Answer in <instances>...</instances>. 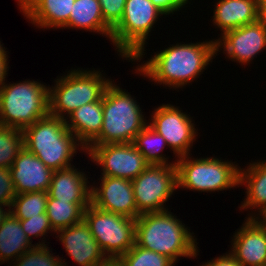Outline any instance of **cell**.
Returning <instances> with one entry per match:
<instances>
[{"label":"cell","mask_w":266,"mask_h":266,"mask_svg":"<svg viewBox=\"0 0 266 266\" xmlns=\"http://www.w3.org/2000/svg\"><path fill=\"white\" fill-rule=\"evenodd\" d=\"M83 29L109 40L112 29L104 22L99 0H75L69 21L61 29Z\"/></svg>","instance_id":"cell-23"},{"label":"cell","mask_w":266,"mask_h":266,"mask_svg":"<svg viewBox=\"0 0 266 266\" xmlns=\"http://www.w3.org/2000/svg\"><path fill=\"white\" fill-rule=\"evenodd\" d=\"M125 266H174L175 263L167 256L147 250L136 243L119 257Z\"/></svg>","instance_id":"cell-29"},{"label":"cell","mask_w":266,"mask_h":266,"mask_svg":"<svg viewBox=\"0 0 266 266\" xmlns=\"http://www.w3.org/2000/svg\"><path fill=\"white\" fill-rule=\"evenodd\" d=\"M190 228L169 210L143 213L136 219L135 243L167 256L175 264L180 257L199 255L197 238Z\"/></svg>","instance_id":"cell-2"},{"label":"cell","mask_w":266,"mask_h":266,"mask_svg":"<svg viewBox=\"0 0 266 266\" xmlns=\"http://www.w3.org/2000/svg\"><path fill=\"white\" fill-rule=\"evenodd\" d=\"M85 149L91 161L101 166L102 176L133 181L150 165L133 143L88 145Z\"/></svg>","instance_id":"cell-11"},{"label":"cell","mask_w":266,"mask_h":266,"mask_svg":"<svg viewBox=\"0 0 266 266\" xmlns=\"http://www.w3.org/2000/svg\"><path fill=\"white\" fill-rule=\"evenodd\" d=\"M239 185L246 188V198L241 202L239 209L257 211H251L248 218L263 217L266 214V160L254 161L245 169L240 168Z\"/></svg>","instance_id":"cell-20"},{"label":"cell","mask_w":266,"mask_h":266,"mask_svg":"<svg viewBox=\"0 0 266 266\" xmlns=\"http://www.w3.org/2000/svg\"><path fill=\"white\" fill-rule=\"evenodd\" d=\"M132 185L137 218L143 213L169 210L166 202L177 190L176 164H150L132 181Z\"/></svg>","instance_id":"cell-10"},{"label":"cell","mask_w":266,"mask_h":266,"mask_svg":"<svg viewBox=\"0 0 266 266\" xmlns=\"http://www.w3.org/2000/svg\"><path fill=\"white\" fill-rule=\"evenodd\" d=\"M179 107L162 104L152 111L148 125L163 136L176 158L187 156L191 152L198 132L192 118Z\"/></svg>","instance_id":"cell-12"},{"label":"cell","mask_w":266,"mask_h":266,"mask_svg":"<svg viewBox=\"0 0 266 266\" xmlns=\"http://www.w3.org/2000/svg\"><path fill=\"white\" fill-rule=\"evenodd\" d=\"M103 125L100 134L89 145L133 143L148 121L138 102L114 80L102 96Z\"/></svg>","instance_id":"cell-4"},{"label":"cell","mask_w":266,"mask_h":266,"mask_svg":"<svg viewBox=\"0 0 266 266\" xmlns=\"http://www.w3.org/2000/svg\"><path fill=\"white\" fill-rule=\"evenodd\" d=\"M8 51H6L5 47L3 46V44H1L0 41V59H8Z\"/></svg>","instance_id":"cell-40"},{"label":"cell","mask_w":266,"mask_h":266,"mask_svg":"<svg viewBox=\"0 0 266 266\" xmlns=\"http://www.w3.org/2000/svg\"><path fill=\"white\" fill-rule=\"evenodd\" d=\"M55 233L67 255L79 266H98L107 258L84 219Z\"/></svg>","instance_id":"cell-16"},{"label":"cell","mask_w":266,"mask_h":266,"mask_svg":"<svg viewBox=\"0 0 266 266\" xmlns=\"http://www.w3.org/2000/svg\"><path fill=\"white\" fill-rule=\"evenodd\" d=\"M231 238L229 251L242 266H266V223L246 218Z\"/></svg>","instance_id":"cell-15"},{"label":"cell","mask_w":266,"mask_h":266,"mask_svg":"<svg viewBox=\"0 0 266 266\" xmlns=\"http://www.w3.org/2000/svg\"><path fill=\"white\" fill-rule=\"evenodd\" d=\"M99 70L72 69L49 88V114L66 119L77 108L99 101L112 79Z\"/></svg>","instance_id":"cell-6"},{"label":"cell","mask_w":266,"mask_h":266,"mask_svg":"<svg viewBox=\"0 0 266 266\" xmlns=\"http://www.w3.org/2000/svg\"><path fill=\"white\" fill-rule=\"evenodd\" d=\"M100 186L91 185V204L101 210L137 219L131 180L101 176Z\"/></svg>","instance_id":"cell-14"},{"label":"cell","mask_w":266,"mask_h":266,"mask_svg":"<svg viewBox=\"0 0 266 266\" xmlns=\"http://www.w3.org/2000/svg\"><path fill=\"white\" fill-rule=\"evenodd\" d=\"M16 195L10 169L0 167V205L11 208Z\"/></svg>","instance_id":"cell-33"},{"label":"cell","mask_w":266,"mask_h":266,"mask_svg":"<svg viewBox=\"0 0 266 266\" xmlns=\"http://www.w3.org/2000/svg\"><path fill=\"white\" fill-rule=\"evenodd\" d=\"M213 25L224 34L260 19L258 0H216Z\"/></svg>","instance_id":"cell-21"},{"label":"cell","mask_w":266,"mask_h":266,"mask_svg":"<svg viewBox=\"0 0 266 266\" xmlns=\"http://www.w3.org/2000/svg\"><path fill=\"white\" fill-rule=\"evenodd\" d=\"M24 17L38 28L60 29L68 21L75 0H16Z\"/></svg>","instance_id":"cell-18"},{"label":"cell","mask_w":266,"mask_h":266,"mask_svg":"<svg viewBox=\"0 0 266 266\" xmlns=\"http://www.w3.org/2000/svg\"><path fill=\"white\" fill-rule=\"evenodd\" d=\"M22 229L24 230V232L26 233V236L28 237V239H30L32 241V237H44L42 238V241H38L35 245H47L45 244L46 240L45 236L47 233H49L50 231L53 232V228L50 225L49 222V218L45 213H42L38 216L32 217V218H28L25 220H20Z\"/></svg>","instance_id":"cell-31"},{"label":"cell","mask_w":266,"mask_h":266,"mask_svg":"<svg viewBox=\"0 0 266 266\" xmlns=\"http://www.w3.org/2000/svg\"><path fill=\"white\" fill-rule=\"evenodd\" d=\"M4 207L5 210L3 209ZM9 213H10V208L8 206L0 205V226L2 225L4 219L8 216Z\"/></svg>","instance_id":"cell-39"},{"label":"cell","mask_w":266,"mask_h":266,"mask_svg":"<svg viewBox=\"0 0 266 266\" xmlns=\"http://www.w3.org/2000/svg\"><path fill=\"white\" fill-rule=\"evenodd\" d=\"M134 146L142 153L145 160L149 164L154 165H172L176 164V160L172 163L168 162L169 158L162 152L168 147L163 136L157 133L152 127L147 125L141 130L133 141Z\"/></svg>","instance_id":"cell-26"},{"label":"cell","mask_w":266,"mask_h":266,"mask_svg":"<svg viewBox=\"0 0 266 266\" xmlns=\"http://www.w3.org/2000/svg\"><path fill=\"white\" fill-rule=\"evenodd\" d=\"M162 15L165 16L151 0H126L123 16L110 38L118 55L140 63L145 55L146 39Z\"/></svg>","instance_id":"cell-7"},{"label":"cell","mask_w":266,"mask_h":266,"mask_svg":"<svg viewBox=\"0 0 266 266\" xmlns=\"http://www.w3.org/2000/svg\"><path fill=\"white\" fill-rule=\"evenodd\" d=\"M104 22L113 30L120 22L126 0H99Z\"/></svg>","instance_id":"cell-32"},{"label":"cell","mask_w":266,"mask_h":266,"mask_svg":"<svg viewBox=\"0 0 266 266\" xmlns=\"http://www.w3.org/2000/svg\"><path fill=\"white\" fill-rule=\"evenodd\" d=\"M47 191L17 194L13 199L10 212L19 220H25L46 212Z\"/></svg>","instance_id":"cell-27"},{"label":"cell","mask_w":266,"mask_h":266,"mask_svg":"<svg viewBox=\"0 0 266 266\" xmlns=\"http://www.w3.org/2000/svg\"><path fill=\"white\" fill-rule=\"evenodd\" d=\"M53 254L55 253H52L47 245H35L11 264L13 266H68L63 257Z\"/></svg>","instance_id":"cell-30"},{"label":"cell","mask_w":266,"mask_h":266,"mask_svg":"<svg viewBox=\"0 0 266 266\" xmlns=\"http://www.w3.org/2000/svg\"><path fill=\"white\" fill-rule=\"evenodd\" d=\"M214 40L216 55L223 49L225 57L232 62L247 65L266 48V20L259 19L254 23L227 31Z\"/></svg>","instance_id":"cell-13"},{"label":"cell","mask_w":266,"mask_h":266,"mask_svg":"<svg viewBox=\"0 0 266 266\" xmlns=\"http://www.w3.org/2000/svg\"><path fill=\"white\" fill-rule=\"evenodd\" d=\"M49 86L34 80L0 88V126L23 130L49 114Z\"/></svg>","instance_id":"cell-5"},{"label":"cell","mask_w":266,"mask_h":266,"mask_svg":"<svg viewBox=\"0 0 266 266\" xmlns=\"http://www.w3.org/2000/svg\"><path fill=\"white\" fill-rule=\"evenodd\" d=\"M23 147L21 129L0 126V167L9 169Z\"/></svg>","instance_id":"cell-28"},{"label":"cell","mask_w":266,"mask_h":266,"mask_svg":"<svg viewBox=\"0 0 266 266\" xmlns=\"http://www.w3.org/2000/svg\"><path fill=\"white\" fill-rule=\"evenodd\" d=\"M151 2L159 8L164 14H174L179 12L181 8L187 7L186 4H190L189 0H151Z\"/></svg>","instance_id":"cell-34"},{"label":"cell","mask_w":266,"mask_h":266,"mask_svg":"<svg viewBox=\"0 0 266 266\" xmlns=\"http://www.w3.org/2000/svg\"><path fill=\"white\" fill-rule=\"evenodd\" d=\"M32 242L22 229L20 220L10 212L0 226V263L16 261L35 246Z\"/></svg>","instance_id":"cell-24"},{"label":"cell","mask_w":266,"mask_h":266,"mask_svg":"<svg viewBox=\"0 0 266 266\" xmlns=\"http://www.w3.org/2000/svg\"><path fill=\"white\" fill-rule=\"evenodd\" d=\"M65 124L84 148H86L100 134L102 129V98L99 101L83 105L71 112V114L66 116Z\"/></svg>","instance_id":"cell-22"},{"label":"cell","mask_w":266,"mask_h":266,"mask_svg":"<svg viewBox=\"0 0 266 266\" xmlns=\"http://www.w3.org/2000/svg\"><path fill=\"white\" fill-rule=\"evenodd\" d=\"M200 266H242L236 258L229 252H226V255H220L219 257H215L208 262L203 263Z\"/></svg>","instance_id":"cell-35"},{"label":"cell","mask_w":266,"mask_h":266,"mask_svg":"<svg viewBox=\"0 0 266 266\" xmlns=\"http://www.w3.org/2000/svg\"><path fill=\"white\" fill-rule=\"evenodd\" d=\"M261 219L266 223V214Z\"/></svg>","instance_id":"cell-41"},{"label":"cell","mask_w":266,"mask_h":266,"mask_svg":"<svg viewBox=\"0 0 266 266\" xmlns=\"http://www.w3.org/2000/svg\"><path fill=\"white\" fill-rule=\"evenodd\" d=\"M9 169L17 194L48 191L54 172L25 147Z\"/></svg>","instance_id":"cell-17"},{"label":"cell","mask_w":266,"mask_h":266,"mask_svg":"<svg viewBox=\"0 0 266 266\" xmlns=\"http://www.w3.org/2000/svg\"><path fill=\"white\" fill-rule=\"evenodd\" d=\"M8 59H0V88L5 83V78L8 75L9 67H8Z\"/></svg>","instance_id":"cell-36"},{"label":"cell","mask_w":266,"mask_h":266,"mask_svg":"<svg viewBox=\"0 0 266 266\" xmlns=\"http://www.w3.org/2000/svg\"><path fill=\"white\" fill-rule=\"evenodd\" d=\"M85 222L107 258L120 257L135 244L136 219L101 210L90 204Z\"/></svg>","instance_id":"cell-9"},{"label":"cell","mask_w":266,"mask_h":266,"mask_svg":"<svg viewBox=\"0 0 266 266\" xmlns=\"http://www.w3.org/2000/svg\"><path fill=\"white\" fill-rule=\"evenodd\" d=\"M215 47L213 39L188 44L177 42L138 64L135 73L166 88L179 89L199 78L216 57Z\"/></svg>","instance_id":"cell-1"},{"label":"cell","mask_w":266,"mask_h":266,"mask_svg":"<svg viewBox=\"0 0 266 266\" xmlns=\"http://www.w3.org/2000/svg\"><path fill=\"white\" fill-rule=\"evenodd\" d=\"M176 169L177 188L182 190L212 193L239 187L238 164L215 156L199 159L190 154L182 156L176 159Z\"/></svg>","instance_id":"cell-8"},{"label":"cell","mask_w":266,"mask_h":266,"mask_svg":"<svg viewBox=\"0 0 266 266\" xmlns=\"http://www.w3.org/2000/svg\"><path fill=\"white\" fill-rule=\"evenodd\" d=\"M86 173L75 166L53 172L48 198L71 203H91V186Z\"/></svg>","instance_id":"cell-19"},{"label":"cell","mask_w":266,"mask_h":266,"mask_svg":"<svg viewBox=\"0 0 266 266\" xmlns=\"http://www.w3.org/2000/svg\"><path fill=\"white\" fill-rule=\"evenodd\" d=\"M22 132L24 147L53 171L74 166L70 162L80 148L86 153L84 146L66 126L65 119L50 114Z\"/></svg>","instance_id":"cell-3"},{"label":"cell","mask_w":266,"mask_h":266,"mask_svg":"<svg viewBox=\"0 0 266 266\" xmlns=\"http://www.w3.org/2000/svg\"><path fill=\"white\" fill-rule=\"evenodd\" d=\"M91 203H71L55 198H48L46 215L54 232L79 223L84 218V210Z\"/></svg>","instance_id":"cell-25"},{"label":"cell","mask_w":266,"mask_h":266,"mask_svg":"<svg viewBox=\"0 0 266 266\" xmlns=\"http://www.w3.org/2000/svg\"><path fill=\"white\" fill-rule=\"evenodd\" d=\"M98 266H125V264L119 257H112V258H106Z\"/></svg>","instance_id":"cell-37"},{"label":"cell","mask_w":266,"mask_h":266,"mask_svg":"<svg viewBox=\"0 0 266 266\" xmlns=\"http://www.w3.org/2000/svg\"><path fill=\"white\" fill-rule=\"evenodd\" d=\"M260 19L266 20V0H258Z\"/></svg>","instance_id":"cell-38"}]
</instances>
